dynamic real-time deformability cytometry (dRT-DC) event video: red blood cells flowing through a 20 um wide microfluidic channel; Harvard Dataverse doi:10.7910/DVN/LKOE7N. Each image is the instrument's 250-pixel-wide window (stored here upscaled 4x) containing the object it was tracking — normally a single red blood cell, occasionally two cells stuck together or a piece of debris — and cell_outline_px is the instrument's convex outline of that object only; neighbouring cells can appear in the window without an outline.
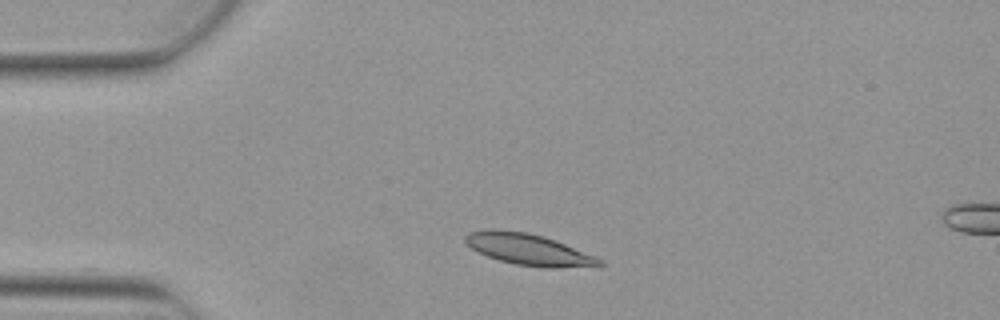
{"species": "Egyptian fruit bat (a non-hibernating species)", "species_latin": "Rousettus aegyptiacus", "temperature_condition": "warm", "stored_images_in_passage": 4, "camera_frame_rate_fps": 3000, "um_per_image_px": 0.085, "animal": {"sex": "female"}, "frame": {"image": 1, "passage_image": 2, "time_ms": 0.333, "image_size_px": [1000, 320], "cell_outline_px": [[604, 264], [600, 268], [544, 268], [516, 264], [500, 260], [488, 256], [472, 248], [464, 240], [464, 236], [468, 232], [488, 228], [496, 228], [528, 232], [544, 236], [596, 256], [604, 260]], "centroid_in_image_um": [45.02, 21.21], "position_along_channel_um": 40.0, "area_um2": 25.09}}